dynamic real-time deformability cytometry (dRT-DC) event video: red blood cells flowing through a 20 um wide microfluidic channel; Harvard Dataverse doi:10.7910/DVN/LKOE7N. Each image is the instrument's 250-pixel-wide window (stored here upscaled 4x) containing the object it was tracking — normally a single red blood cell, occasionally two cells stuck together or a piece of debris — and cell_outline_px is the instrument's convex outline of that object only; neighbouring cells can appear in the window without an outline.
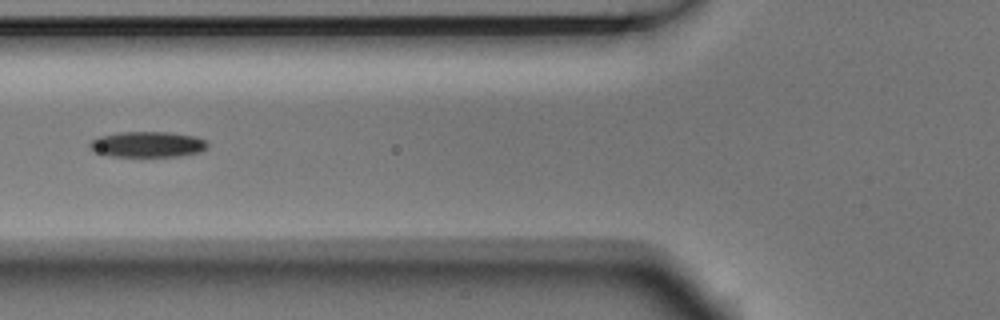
{"species": "Egyptian fruit bat (a non-hibernating species)", "species_latin": "Rousettus aegyptiacus", "temperature_condition": "room temperature", "stored_images_in_passage": 12, "camera_frame_rate_fps": 3000, "um_per_image_px": 0.085, "animal": {"sex": "male"}, "frame": {"image": 1, "passage_image": 5, "time_ms": 1.333, "image_size_px": [1000, 320], "cell_outline_px": [[208, 148], [200, 152], [180, 156], [112, 156], [96, 152], [88, 148], [88, 144], [92, 140], [100, 136], [120, 132], [172, 132], [196, 136], [204, 140], [208, 144]], "centroid_in_image_um": [12.56, 12.27], "position_along_channel_um": 113.2, "area_um2": 17.69}}
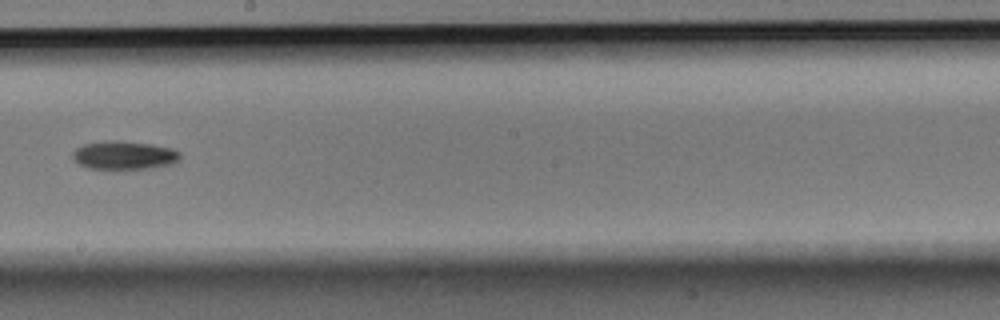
{"frame": {"image": 2, "passage_image": 8, "time_ms": 2.333, "image_size_px": [1000, 320], "cell_outline_px": [[180, 156], [172, 164], [152, 168], [88, 168], [72, 160], [72, 152], [76, 148], [84, 144], [104, 140], [116, 140], [148, 144], [172, 148], [180, 152]], "centroid_in_image_um": [10.51, 13.18], "position_along_channel_um": 237.7, "area_um2": 17.63}}
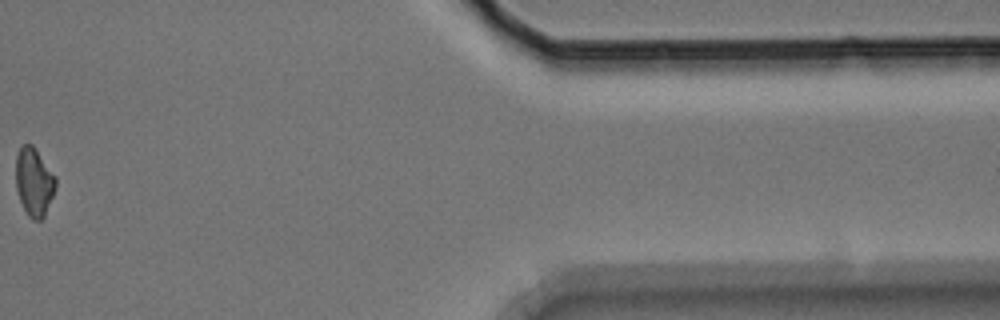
{"frame": {"image": 3, "passage_image": 12, "time_ms": 3.667, "image_size_px": [1000, 320], "cell_outline_px": [[56, 188], [44, 216], [40, 220], [32, 220], [28, 216], [20, 200], [16, 188], [16, 156], [20, 144], [32, 144], [56, 176]], "centroid_in_image_um": [2.89, 15.44], "position_along_channel_um": 408.5, "area_um2": 15.9}}